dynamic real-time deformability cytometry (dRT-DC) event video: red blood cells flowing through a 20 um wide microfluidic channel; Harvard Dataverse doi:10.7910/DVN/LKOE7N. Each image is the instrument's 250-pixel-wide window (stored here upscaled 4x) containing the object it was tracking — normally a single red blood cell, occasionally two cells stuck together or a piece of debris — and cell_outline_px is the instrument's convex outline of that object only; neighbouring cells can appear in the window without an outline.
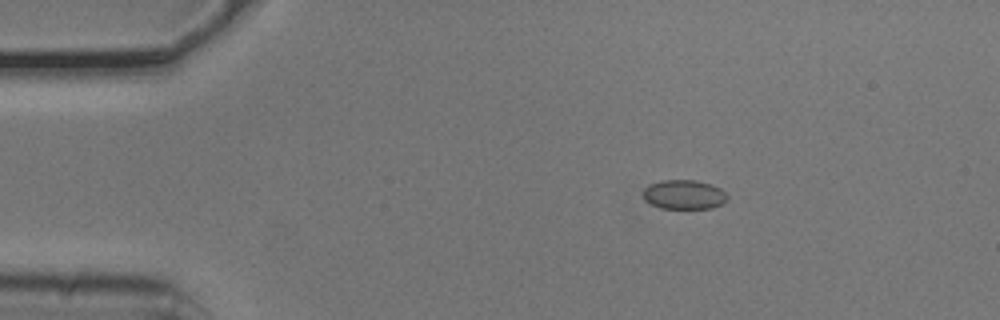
{"species": "common noctule bat (a hibernating species)", "species_latin": "Nyctalus noctula", "temperature_condition": "cold", "stored_images_in_passage": 5, "camera_frame_rate_fps": 3000, "um_per_image_px": 0.085, "animal": {"sex": "male", "body_mass_g": 20.5, "forearm_length_mm": 52.5}, "frame": {"image": 1, "passage_image": 3, "time_ms": 0.667, "image_size_px": [1000, 320], "cell_outline_px": [[728, 200], [724, 204], [712, 208], [660, 208], [644, 200], [644, 188], [648, 184], [660, 180], [696, 180], [712, 184], [720, 188], [728, 196]], "centroid_in_image_um": [58.16, 16.53], "position_along_channel_um": 26.8, "area_um2": 14.57}}
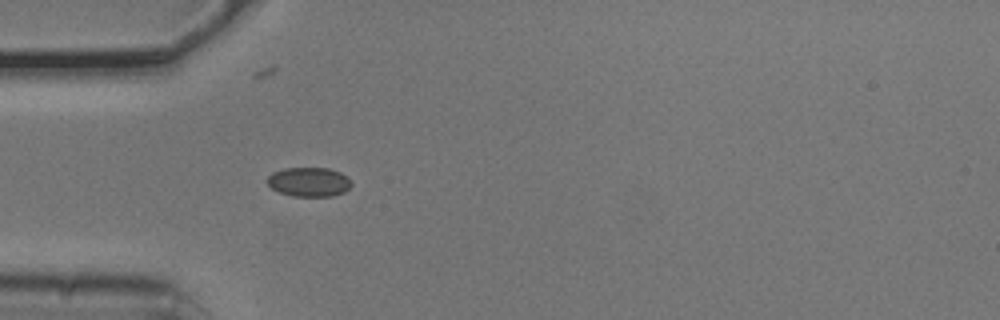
{"frame": {"image": 2, "passage_image": 5, "time_ms": 1.333, "image_size_px": [1000, 320], "cell_outline_px": [[352, 184], [344, 192], [332, 196], [292, 196], [280, 192], [272, 188], [264, 180], [272, 172], [284, 168], [328, 168], [340, 172]], "centroid_in_image_um": [26.21, 15.46], "position_along_channel_um": 58.8, "area_um2": 14.28}}